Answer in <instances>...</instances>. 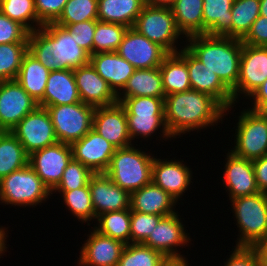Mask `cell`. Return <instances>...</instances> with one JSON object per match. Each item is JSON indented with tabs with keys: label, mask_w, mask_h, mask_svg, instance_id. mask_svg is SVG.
Listing matches in <instances>:
<instances>
[{
	"label": "cell",
	"mask_w": 267,
	"mask_h": 266,
	"mask_svg": "<svg viewBox=\"0 0 267 266\" xmlns=\"http://www.w3.org/2000/svg\"><path fill=\"white\" fill-rule=\"evenodd\" d=\"M8 228L5 226H0V258L5 255L4 253L7 252V239H8Z\"/></svg>",
	"instance_id": "cell-53"
},
{
	"label": "cell",
	"mask_w": 267,
	"mask_h": 266,
	"mask_svg": "<svg viewBox=\"0 0 267 266\" xmlns=\"http://www.w3.org/2000/svg\"><path fill=\"white\" fill-rule=\"evenodd\" d=\"M68 0H34L39 21L45 25L55 23L61 16Z\"/></svg>",
	"instance_id": "cell-47"
},
{
	"label": "cell",
	"mask_w": 267,
	"mask_h": 266,
	"mask_svg": "<svg viewBox=\"0 0 267 266\" xmlns=\"http://www.w3.org/2000/svg\"><path fill=\"white\" fill-rule=\"evenodd\" d=\"M27 52L28 43L0 44V82L17 78Z\"/></svg>",
	"instance_id": "cell-41"
},
{
	"label": "cell",
	"mask_w": 267,
	"mask_h": 266,
	"mask_svg": "<svg viewBox=\"0 0 267 266\" xmlns=\"http://www.w3.org/2000/svg\"><path fill=\"white\" fill-rule=\"evenodd\" d=\"M186 64L191 89L212 96L226 109L225 116L230 115L229 112L237 105H234L232 91L187 48Z\"/></svg>",
	"instance_id": "cell-19"
},
{
	"label": "cell",
	"mask_w": 267,
	"mask_h": 266,
	"mask_svg": "<svg viewBox=\"0 0 267 266\" xmlns=\"http://www.w3.org/2000/svg\"><path fill=\"white\" fill-rule=\"evenodd\" d=\"M133 28L150 41L159 44L168 53H177L186 43L184 41L186 38L176 26L175 18L170 7L145 4Z\"/></svg>",
	"instance_id": "cell-8"
},
{
	"label": "cell",
	"mask_w": 267,
	"mask_h": 266,
	"mask_svg": "<svg viewBox=\"0 0 267 266\" xmlns=\"http://www.w3.org/2000/svg\"><path fill=\"white\" fill-rule=\"evenodd\" d=\"M144 5V0H98V20L133 28Z\"/></svg>",
	"instance_id": "cell-32"
},
{
	"label": "cell",
	"mask_w": 267,
	"mask_h": 266,
	"mask_svg": "<svg viewBox=\"0 0 267 266\" xmlns=\"http://www.w3.org/2000/svg\"><path fill=\"white\" fill-rule=\"evenodd\" d=\"M159 68L165 96L191 89L185 46L177 53H169Z\"/></svg>",
	"instance_id": "cell-28"
},
{
	"label": "cell",
	"mask_w": 267,
	"mask_h": 266,
	"mask_svg": "<svg viewBox=\"0 0 267 266\" xmlns=\"http://www.w3.org/2000/svg\"><path fill=\"white\" fill-rule=\"evenodd\" d=\"M226 151H228L226 153ZM226 158L223 162V178L222 186L225 193L227 192V199L250 196L260 192L257 187L253 163L251 160L237 157L228 149L225 150Z\"/></svg>",
	"instance_id": "cell-18"
},
{
	"label": "cell",
	"mask_w": 267,
	"mask_h": 266,
	"mask_svg": "<svg viewBox=\"0 0 267 266\" xmlns=\"http://www.w3.org/2000/svg\"><path fill=\"white\" fill-rule=\"evenodd\" d=\"M132 144L117 148L105 172L120 188L133 192L151 183L152 165L155 154Z\"/></svg>",
	"instance_id": "cell-5"
},
{
	"label": "cell",
	"mask_w": 267,
	"mask_h": 266,
	"mask_svg": "<svg viewBox=\"0 0 267 266\" xmlns=\"http://www.w3.org/2000/svg\"><path fill=\"white\" fill-rule=\"evenodd\" d=\"M29 31L0 12V44L28 43Z\"/></svg>",
	"instance_id": "cell-45"
},
{
	"label": "cell",
	"mask_w": 267,
	"mask_h": 266,
	"mask_svg": "<svg viewBox=\"0 0 267 266\" xmlns=\"http://www.w3.org/2000/svg\"><path fill=\"white\" fill-rule=\"evenodd\" d=\"M167 259L161 252L141 243L126 244L118 266H163Z\"/></svg>",
	"instance_id": "cell-40"
},
{
	"label": "cell",
	"mask_w": 267,
	"mask_h": 266,
	"mask_svg": "<svg viewBox=\"0 0 267 266\" xmlns=\"http://www.w3.org/2000/svg\"><path fill=\"white\" fill-rule=\"evenodd\" d=\"M64 27L48 23L28 34V52L45 68L74 70L90 63V54L81 48Z\"/></svg>",
	"instance_id": "cell-2"
},
{
	"label": "cell",
	"mask_w": 267,
	"mask_h": 266,
	"mask_svg": "<svg viewBox=\"0 0 267 266\" xmlns=\"http://www.w3.org/2000/svg\"><path fill=\"white\" fill-rule=\"evenodd\" d=\"M161 187L152 182L130 193V210L159 216H168L176 213L179 205Z\"/></svg>",
	"instance_id": "cell-25"
},
{
	"label": "cell",
	"mask_w": 267,
	"mask_h": 266,
	"mask_svg": "<svg viewBox=\"0 0 267 266\" xmlns=\"http://www.w3.org/2000/svg\"><path fill=\"white\" fill-rule=\"evenodd\" d=\"M93 174L88 167L72 158L64 169L59 184L53 190H74L87 186Z\"/></svg>",
	"instance_id": "cell-43"
},
{
	"label": "cell",
	"mask_w": 267,
	"mask_h": 266,
	"mask_svg": "<svg viewBox=\"0 0 267 266\" xmlns=\"http://www.w3.org/2000/svg\"><path fill=\"white\" fill-rule=\"evenodd\" d=\"M80 247L77 266H118L126 244L100 234L93 227Z\"/></svg>",
	"instance_id": "cell-20"
},
{
	"label": "cell",
	"mask_w": 267,
	"mask_h": 266,
	"mask_svg": "<svg viewBox=\"0 0 267 266\" xmlns=\"http://www.w3.org/2000/svg\"><path fill=\"white\" fill-rule=\"evenodd\" d=\"M252 102L247 108L254 111L267 109V79L247 98Z\"/></svg>",
	"instance_id": "cell-50"
},
{
	"label": "cell",
	"mask_w": 267,
	"mask_h": 266,
	"mask_svg": "<svg viewBox=\"0 0 267 266\" xmlns=\"http://www.w3.org/2000/svg\"><path fill=\"white\" fill-rule=\"evenodd\" d=\"M117 99L118 103L125 108L128 132L132 143H138L141 138V143L143 140L152 141L151 139H155L154 136L157 133L160 134L157 135V138H160L158 140L161 142L175 141L165 123L164 99L149 96L117 97Z\"/></svg>",
	"instance_id": "cell-4"
},
{
	"label": "cell",
	"mask_w": 267,
	"mask_h": 266,
	"mask_svg": "<svg viewBox=\"0 0 267 266\" xmlns=\"http://www.w3.org/2000/svg\"><path fill=\"white\" fill-rule=\"evenodd\" d=\"M150 6L171 7L175 0H144Z\"/></svg>",
	"instance_id": "cell-54"
},
{
	"label": "cell",
	"mask_w": 267,
	"mask_h": 266,
	"mask_svg": "<svg viewBox=\"0 0 267 266\" xmlns=\"http://www.w3.org/2000/svg\"><path fill=\"white\" fill-rule=\"evenodd\" d=\"M260 16L267 18V0H260Z\"/></svg>",
	"instance_id": "cell-56"
},
{
	"label": "cell",
	"mask_w": 267,
	"mask_h": 266,
	"mask_svg": "<svg viewBox=\"0 0 267 266\" xmlns=\"http://www.w3.org/2000/svg\"><path fill=\"white\" fill-rule=\"evenodd\" d=\"M267 79V47L242 45L239 78L232 90L234 105L243 102Z\"/></svg>",
	"instance_id": "cell-12"
},
{
	"label": "cell",
	"mask_w": 267,
	"mask_h": 266,
	"mask_svg": "<svg viewBox=\"0 0 267 266\" xmlns=\"http://www.w3.org/2000/svg\"><path fill=\"white\" fill-rule=\"evenodd\" d=\"M116 52L135 69L159 67L169 54L159 44L128 28Z\"/></svg>",
	"instance_id": "cell-17"
},
{
	"label": "cell",
	"mask_w": 267,
	"mask_h": 266,
	"mask_svg": "<svg viewBox=\"0 0 267 266\" xmlns=\"http://www.w3.org/2000/svg\"><path fill=\"white\" fill-rule=\"evenodd\" d=\"M128 27L119 23L96 20L93 36V54L116 52Z\"/></svg>",
	"instance_id": "cell-39"
},
{
	"label": "cell",
	"mask_w": 267,
	"mask_h": 266,
	"mask_svg": "<svg viewBox=\"0 0 267 266\" xmlns=\"http://www.w3.org/2000/svg\"><path fill=\"white\" fill-rule=\"evenodd\" d=\"M97 5L98 0H68L55 23L59 26H67L88 20H98Z\"/></svg>",
	"instance_id": "cell-42"
},
{
	"label": "cell",
	"mask_w": 267,
	"mask_h": 266,
	"mask_svg": "<svg viewBox=\"0 0 267 266\" xmlns=\"http://www.w3.org/2000/svg\"><path fill=\"white\" fill-rule=\"evenodd\" d=\"M89 188L95 221L102 213L130 209V192L116 185L106 173H94Z\"/></svg>",
	"instance_id": "cell-23"
},
{
	"label": "cell",
	"mask_w": 267,
	"mask_h": 266,
	"mask_svg": "<svg viewBox=\"0 0 267 266\" xmlns=\"http://www.w3.org/2000/svg\"><path fill=\"white\" fill-rule=\"evenodd\" d=\"M170 8L185 38L203 34V0H175Z\"/></svg>",
	"instance_id": "cell-33"
},
{
	"label": "cell",
	"mask_w": 267,
	"mask_h": 266,
	"mask_svg": "<svg viewBox=\"0 0 267 266\" xmlns=\"http://www.w3.org/2000/svg\"><path fill=\"white\" fill-rule=\"evenodd\" d=\"M51 197V191L29 164L0 180V205L36 208Z\"/></svg>",
	"instance_id": "cell-7"
},
{
	"label": "cell",
	"mask_w": 267,
	"mask_h": 266,
	"mask_svg": "<svg viewBox=\"0 0 267 266\" xmlns=\"http://www.w3.org/2000/svg\"><path fill=\"white\" fill-rule=\"evenodd\" d=\"M164 216L130 210V243H143Z\"/></svg>",
	"instance_id": "cell-44"
},
{
	"label": "cell",
	"mask_w": 267,
	"mask_h": 266,
	"mask_svg": "<svg viewBox=\"0 0 267 266\" xmlns=\"http://www.w3.org/2000/svg\"><path fill=\"white\" fill-rule=\"evenodd\" d=\"M11 132L29 155L58 142L51 117L46 108L40 106L27 114Z\"/></svg>",
	"instance_id": "cell-13"
},
{
	"label": "cell",
	"mask_w": 267,
	"mask_h": 266,
	"mask_svg": "<svg viewBox=\"0 0 267 266\" xmlns=\"http://www.w3.org/2000/svg\"><path fill=\"white\" fill-rule=\"evenodd\" d=\"M64 27L71 35H74L76 43L86 50L90 55L93 54V36L96 28V20H88L75 24H68Z\"/></svg>",
	"instance_id": "cell-46"
},
{
	"label": "cell",
	"mask_w": 267,
	"mask_h": 266,
	"mask_svg": "<svg viewBox=\"0 0 267 266\" xmlns=\"http://www.w3.org/2000/svg\"><path fill=\"white\" fill-rule=\"evenodd\" d=\"M241 41L251 46L267 47V18L259 15Z\"/></svg>",
	"instance_id": "cell-49"
},
{
	"label": "cell",
	"mask_w": 267,
	"mask_h": 266,
	"mask_svg": "<svg viewBox=\"0 0 267 266\" xmlns=\"http://www.w3.org/2000/svg\"><path fill=\"white\" fill-rule=\"evenodd\" d=\"M72 156L70 144L57 142L29 155V165L52 191L60 182Z\"/></svg>",
	"instance_id": "cell-16"
},
{
	"label": "cell",
	"mask_w": 267,
	"mask_h": 266,
	"mask_svg": "<svg viewBox=\"0 0 267 266\" xmlns=\"http://www.w3.org/2000/svg\"><path fill=\"white\" fill-rule=\"evenodd\" d=\"M230 203L238 231L235 247H253L267 239V193L237 197Z\"/></svg>",
	"instance_id": "cell-6"
},
{
	"label": "cell",
	"mask_w": 267,
	"mask_h": 266,
	"mask_svg": "<svg viewBox=\"0 0 267 266\" xmlns=\"http://www.w3.org/2000/svg\"><path fill=\"white\" fill-rule=\"evenodd\" d=\"M185 47L232 91L238 82L242 41L226 36L193 35Z\"/></svg>",
	"instance_id": "cell-3"
},
{
	"label": "cell",
	"mask_w": 267,
	"mask_h": 266,
	"mask_svg": "<svg viewBox=\"0 0 267 266\" xmlns=\"http://www.w3.org/2000/svg\"><path fill=\"white\" fill-rule=\"evenodd\" d=\"M95 108L82 101L46 107L58 142L71 145L84 137L92 129Z\"/></svg>",
	"instance_id": "cell-10"
},
{
	"label": "cell",
	"mask_w": 267,
	"mask_h": 266,
	"mask_svg": "<svg viewBox=\"0 0 267 266\" xmlns=\"http://www.w3.org/2000/svg\"><path fill=\"white\" fill-rule=\"evenodd\" d=\"M231 13L232 38L242 40L260 15V0H234Z\"/></svg>",
	"instance_id": "cell-37"
},
{
	"label": "cell",
	"mask_w": 267,
	"mask_h": 266,
	"mask_svg": "<svg viewBox=\"0 0 267 266\" xmlns=\"http://www.w3.org/2000/svg\"><path fill=\"white\" fill-rule=\"evenodd\" d=\"M90 63L116 95L124 89L128 79L135 71L134 66L117 52L92 54Z\"/></svg>",
	"instance_id": "cell-26"
},
{
	"label": "cell",
	"mask_w": 267,
	"mask_h": 266,
	"mask_svg": "<svg viewBox=\"0 0 267 266\" xmlns=\"http://www.w3.org/2000/svg\"><path fill=\"white\" fill-rule=\"evenodd\" d=\"M72 156L93 173H105L116 147L91 129L80 140L71 144Z\"/></svg>",
	"instance_id": "cell-21"
},
{
	"label": "cell",
	"mask_w": 267,
	"mask_h": 266,
	"mask_svg": "<svg viewBox=\"0 0 267 266\" xmlns=\"http://www.w3.org/2000/svg\"><path fill=\"white\" fill-rule=\"evenodd\" d=\"M38 106L16 79L0 82V131H11Z\"/></svg>",
	"instance_id": "cell-15"
},
{
	"label": "cell",
	"mask_w": 267,
	"mask_h": 266,
	"mask_svg": "<svg viewBox=\"0 0 267 266\" xmlns=\"http://www.w3.org/2000/svg\"><path fill=\"white\" fill-rule=\"evenodd\" d=\"M50 70L45 68L33 55L27 52L21 63L16 81L44 108V92Z\"/></svg>",
	"instance_id": "cell-29"
},
{
	"label": "cell",
	"mask_w": 267,
	"mask_h": 266,
	"mask_svg": "<svg viewBox=\"0 0 267 266\" xmlns=\"http://www.w3.org/2000/svg\"><path fill=\"white\" fill-rule=\"evenodd\" d=\"M93 225L100 234L130 244V209L102 213Z\"/></svg>",
	"instance_id": "cell-36"
},
{
	"label": "cell",
	"mask_w": 267,
	"mask_h": 266,
	"mask_svg": "<svg viewBox=\"0 0 267 266\" xmlns=\"http://www.w3.org/2000/svg\"><path fill=\"white\" fill-rule=\"evenodd\" d=\"M259 259L260 266H267V239L259 241L252 247Z\"/></svg>",
	"instance_id": "cell-52"
},
{
	"label": "cell",
	"mask_w": 267,
	"mask_h": 266,
	"mask_svg": "<svg viewBox=\"0 0 267 266\" xmlns=\"http://www.w3.org/2000/svg\"><path fill=\"white\" fill-rule=\"evenodd\" d=\"M237 117L234 142L229 149L237 157L255 160L267 155V115L243 107Z\"/></svg>",
	"instance_id": "cell-9"
},
{
	"label": "cell",
	"mask_w": 267,
	"mask_h": 266,
	"mask_svg": "<svg viewBox=\"0 0 267 266\" xmlns=\"http://www.w3.org/2000/svg\"><path fill=\"white\" fill-rule=\"evenodd\" d=\"M0 12L19 22L29 32L43 26L38 19L34 0H0Z\"/></svg>",
	"instance_id": "cell-38"
},
{
	"label": "cell",
	"mask_w": 267,
	"mask_h": 266,
	"mask_svg": "<svg viewBox=\"0 0 267 266\" xmlns=\"http://www.w3.org/2000/svg\"><path fill=\"white\" fill-rule=\"evenodd\" d=\"M29 164V154L11 131H0V180Z\"/></svg>",
	"instance_id": "cell-34"
},
{
	"label": "cell",
	"mask_w": 267,
	"mask_h": 266,
	"mask_svg": "<svg viewBox=\"0 0 267 266\" xmlns=\"http://www.w3.org/2000/svg\"><path fill=\"white\" fill-rule=\"evenodd\" d=\"M81 101L94 107L118 103L117 95L91 63L73 70Z\"/></svg>",
	"instance_id": "cell-24"
},
{
	"label": "cell",
	"mask_w": 267,
	"mask_h": 266,
	"mask_svg": "<svg viewBox=\"0 0 267 266\" xmlns=\"http://www.w3.org/2000/svg\"><path fill=\"white\" fill-rule=\"evenodd\" d=\"M81 102L73 70H53L47 79L44 108Z\"/></svg>",
	"instance_id": "cell-27"
},
{
	"label": "cell",
	"mask_w": 267,
	"mask_h": 266,
	"mask_svg": "<svg viewBox=\"0 0 267 266\" xmlns=\"http://www.w3.org/2000/svg\"><path fill=\"white\" fill-rule=\"evenodd\" d=\"M234 0H203V34L232 38Z\"/></svg>",
	"instance_id": "cell-30"
},
{
	"label": "cell",
	"mask_w": 267,
	"mask_h": 266,
	"mask_svg": "<svg viewBox=\"0 0 267 266\" xmlns=\"http://www.w3.org/2000/svg\"><path fill=\"white\" fill-rule=\"evenodd\" d=\"M181 217L178 211L163 217L142 244L161 252L167 259H187V255L181 254L180 250L191 247L189 243L193 239Z\"/></svg>",
	"instance_id": "cell-11"
},
{
	"label": "cell",
	"mask_w": 267,
	"mask_h": 266,
	"mask_svg": "<svg viewBox=\"0 0 267 266\" xmlns=\"http://www.w3.org/2000/svg\"><path fill=\"white\" fill-rule=\"evenodd\" d=\"M60 194L61 201L69 210L72 216L79 222L87 223L88 226L92 225L90 222L95 223V210L92 204L91 192L89 184L87 186L74 189V190H52L53 194Z\"/></svg>",
	"instance_id": "cell-35"
},
{
	"label": "cell",
	"mask_w": 267,
	"mask_h": 266,
	"mask_svg": "<svg viewBox=\"0 0 267 266\" xmlns=\"http://www.w3.org/2000/svg\"><path fill=\"white\" fill-rule=\"evenodd\" d=\"M230 252L231 255L223 262V266H260L258 255L252 247L232 246Z\"/></svg>",
	"instance_id": "cell-48"
},
{
	"label": "cell",
	"mask_w": 267,
	"mask_h": 266,
	"mask_svg": "<svg viewBox=\"0 0 267 266\" xmlns=\"http://www.w3.org/2000/svg\"><path fill=\"white\" fill-rule=\"evenodd\" d=\"M157 97L165 99L160 68L135 69L117 97Z\"/></svg>",
	"instance_id": "cell-31"
},
{
	"label": "cell",
	"mask_w": 267,
	"mask_h": 266,
	"mask_svg": "<svg viewBox=\"0 0 267 266\" xmlns=\"http://www.w3.org/2000/svg\"><path fill=\"white\" fill-rule=\"evenodd\" d=\"M225 111L215 98L194 89L168 94L164 99L165 123L175 140L193 131L210 129V126L212 130L217 128L225 122Z\"/></svg>",
	"instance_id": "cell-1"
},
{
	"label": "cell",
	"mask_w": 267,
	"mask_h": 266,
	"mask_svg": "<svg viewBox=\"0 0 267 266\" xmlns=\"http://www.w3.org/2000/svg\"><path fill=\"white\" fill-rule=\"evenodd\" d=\"M92 129L116 148L134 144L129 136L125 108L120 103L96 107Z\"/></svg>",
	"instance_id": "cell-22"
},
{
	"label": "cell",
	"mask_w": 267,
	"mask_h": 266,
	"mask_svg": "<svg viewBox=\"0 0 267 266\" xmlns=\"http://www.w3.org/2000/svg\"><path fill=\"white\" fill-rule=\"evenodd\" d=\"M187 259H169L163 266H191Z\"/></svg>",
	"instance_id": "cell-55"
},
{
	"label": "cell",
	"mask_w": 267,
	"mask_h": 266,
	"mask_svg": "<svg viewBox=\"0 0 267 266\" xmlns=\"http://www.w3.org/2000/svg\"><path fill=\"white\" fill-rule=\"evenodd\" d=\"M257 187L260 192L267 193V155L252 161Z\"/></svg>",
	"instance_id": "cell-51"
},
{
	"label": "cell",
	"mask_w": 267,
	"mask_h": 266,
	"mask_svg": "<svg viewBox=\"0 0 267 266\" xmlns=\"http://www.w3.org/2000/svg\"><path fill=\"white\" fill-rule=\"evenodd\" d=\"M168 159H161L156 153L153 159L151 182L161 187L179 203L180 200H184L183 194L191 188L194 172L188 164L184 163V158Z\"/></svg>",
	"instance_id": "cell-14"
}]
</instances>
